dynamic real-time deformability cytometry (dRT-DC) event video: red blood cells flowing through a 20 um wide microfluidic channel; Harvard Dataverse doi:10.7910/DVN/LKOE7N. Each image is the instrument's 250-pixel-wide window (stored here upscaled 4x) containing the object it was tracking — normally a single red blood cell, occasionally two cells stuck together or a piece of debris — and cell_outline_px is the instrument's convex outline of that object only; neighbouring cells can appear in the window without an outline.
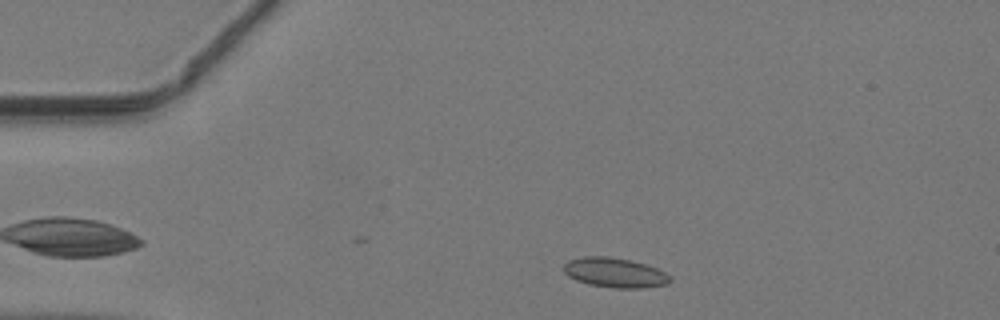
{"species": "common noctule bat (a hibernating species)", "species_latin": "Nyctalus noctula", "temperature_condition": "warm", "stored_images_in_passage": 37, "camera_frame_rate_fps": 3000, "um_per_image_px": 0.085, "animal": {"sex": "male", "body_mass_g": 19.2, "forearm_length_mm": 51.8}, "frame": {"image": 1, "passage_image": 5, "time_ms": 1.333, "image_size_px": [1000, 320], "cell_outline_px": [[672, 280], [668, 284], [644, 288], [616, 288], [588, 284], [576, 280], [568, 276], [564, 272], [564, 264], [568, 260], [584, 256], [608, 256], [632, 260], [656, 268], [664, 272]], "centroid_in_image_um": [52.24, 23.17], "position_along_channel_um": 32.8, "area_um2": 18.44}}
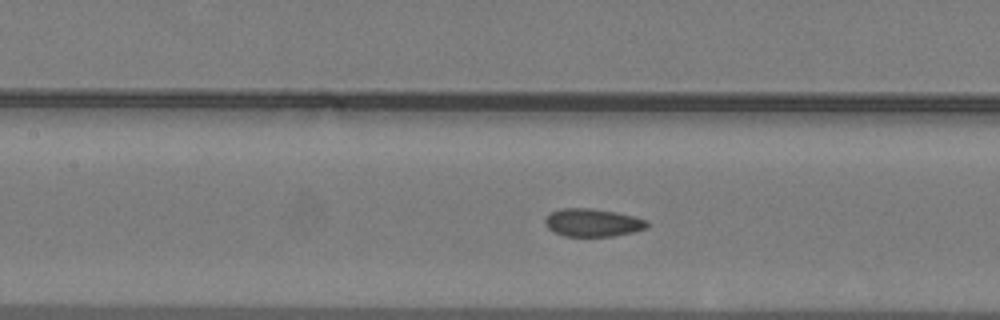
{"frame": {"image": 2, "passage_image": 17, "time_ms": 5.333, "image_size_px": [1000, 320], "cell_outline_px": [[648, 228], [632, 232], [612, 236], [564, 236], [552, 232], [548, 228], [544, 220], [552, 212], [560, 208], [588, 208], [616, 212], [648, 220]], "centroid_in_image_um": [50.37, 18.93], "position_along_channel_um": 157.0, "area_um2": 16.53}}
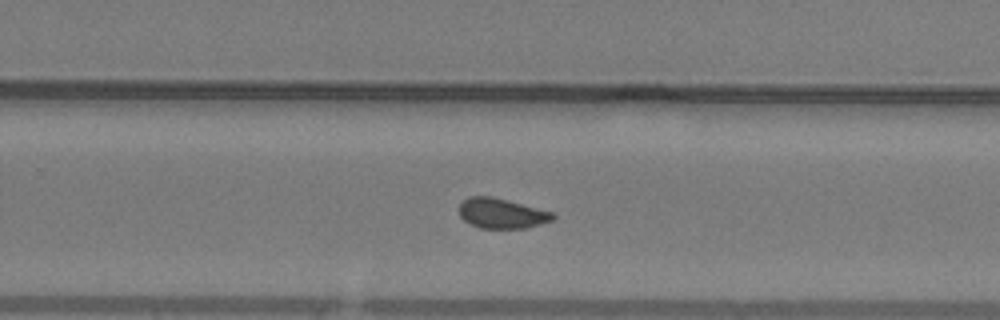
{"frame": {"image": 3, "passage_image": 26, "time_ms": 8.333, "image_size_px": [1000, 320], "cell_outline_px": [[556, 216], [552, 220], [528, 228], [480, 228], [464, 220], [460, 216], [460, 204], [468, 196], [492, 196], [552, 212]], "centroid_in_image_um": [42.64, 18.13], "position_along_channel_um": 287.2, "area_um2": 16.24}}